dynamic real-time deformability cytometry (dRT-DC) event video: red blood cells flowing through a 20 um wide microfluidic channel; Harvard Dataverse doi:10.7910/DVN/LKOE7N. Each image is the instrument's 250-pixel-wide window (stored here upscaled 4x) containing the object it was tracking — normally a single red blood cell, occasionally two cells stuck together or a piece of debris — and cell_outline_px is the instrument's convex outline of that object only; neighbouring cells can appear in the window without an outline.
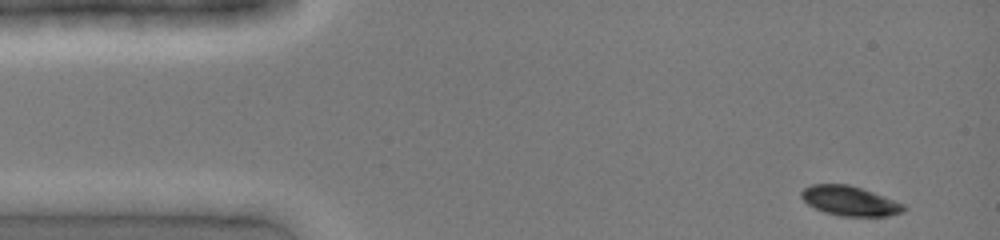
{"species": "common noctule bat (a hibernating species)", "species_latin": "Nyctalus noctula", "temperature_condition": "cold", "stored_images_in_passage": 27, "camera_frame_rate_fps": 3000, "um_per_image_px": 0.085, "animal": {"sex": "female", "body_mass_g": 19.0, "forearm_length_mm": 51.5}, "frame": {"image": 1, "passage_image": 1, "time_ms": 0.0, "image_size_px": [1000, 240], "cell_outline_px": [[908, 208], [904, 212], [888, 216], [840, 216], [824, 212], [808, 204], [800, 196], [800, 192], [804, 188], [812, 184], [848, 184], [884, 196], [904, 204]], "centroid_in_image_um": [72.24, 17.08], "position_along_channel_um": 12.8, "area_um2": 17.69}}
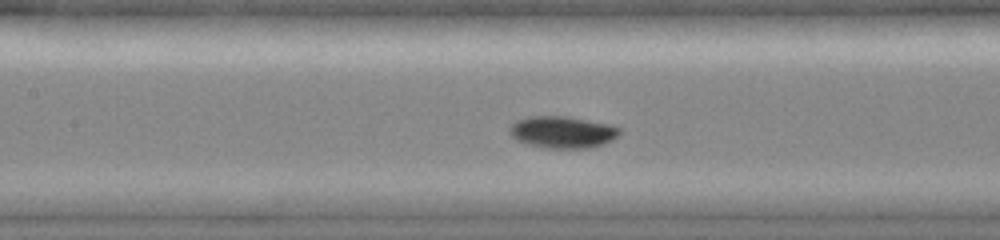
{"frame": {"image": 2, "passage_image": 17, "time_ms": 5.333, "image_size_px": [1000, 240], "cell_outline_px": [[620, 136], [604, 144], [588, 148], [544, 148], [516, 140], [508, 132], [508, 128], [516, 120], [528, 116], [564, 116], [608, 124], [620, 128]], "centroid_in_image_um": [47.79, 11.23], "position_along_channel_um": 159.6, "area_um2": 20.46}}
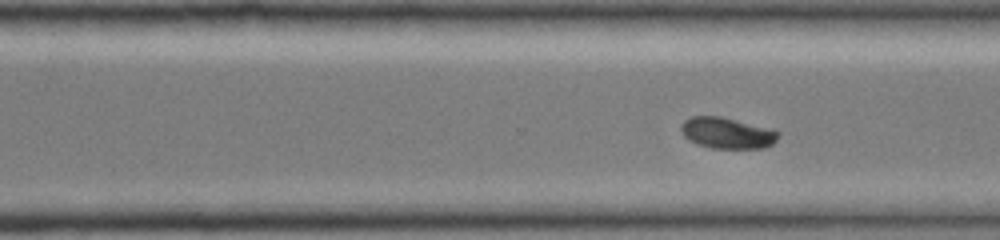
{"frame": {"image": 3, "passage_image": 27, "time_ms": 8.667, "image_size_px": [1000, 240], "cell_outline_px": [[780, 136], [772, 144], [764, 148], [712, 148], [696, 144], [688, 140], [684, 136], [680, 128], [680, 124], [684, 120], [692, 116], [720, 116], [772, 128], [780, 132]], "centroid_in_image_um": [61.81, 11.3], "position_along_channel_um": 308.8, "area_um2": 17.86}}